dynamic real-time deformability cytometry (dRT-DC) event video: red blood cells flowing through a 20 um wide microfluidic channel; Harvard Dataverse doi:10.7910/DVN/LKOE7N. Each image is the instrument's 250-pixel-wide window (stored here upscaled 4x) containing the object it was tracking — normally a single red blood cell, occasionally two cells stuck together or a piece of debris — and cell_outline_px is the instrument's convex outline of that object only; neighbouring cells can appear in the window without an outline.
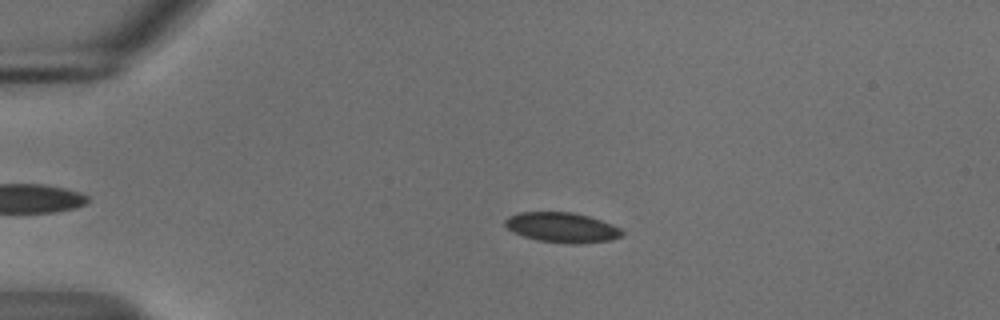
{"species": "common noctule bat (a hibernating species)", "species_latin": "Nyctalus noctula", "temperature_condition": "cold", "stored_images_in_passage": 54, "camera_frame_rate_fps": 3000, "um_per_image_px": 0.085, "animal": {"sex": "male", "body_mass_g": 18.8}, "frame": {"image": 1, "passage_image": 12, "time_ms": 3.667, "image_size_px": [1000, 320], "cell_outline_px": [[624, 232], [620, 236], [612, 240], [576, 244], [568, 244], [540, 240], [524, 236], [512, 232], [504, 224], [504, 220], [508, 216], [520, 212], [572, 212], [588, 216], [612, 224], [620, 228]], "centroid_in_image_um": [47.76, 19.33], "position_along_channel_um": 37.2, "area_um2": 20.4}}
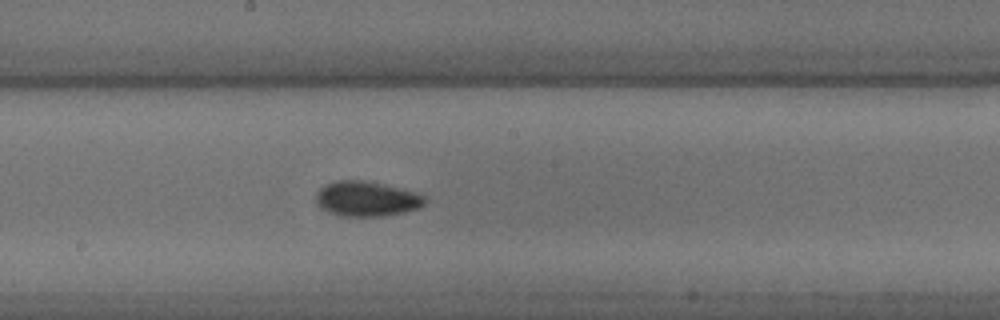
{"frame": {"image": 2, "passage_image": 30, "time_ms": 9.667, "image_size_px": [1000, 320], "cell_outline_px": [[428, 200], [420, 208], [404, 212], [384, 216], [340, 216], [328, 212], [320, 208], [316, 204], [316, 196], [320, 188], [328, 184], [340, 180], [360, 180], [420, 192], [428, 196]], "centroid_in_image_um": [31.22, 16.91], "position_along_channel_um": 217.0, "area_um2": 22.37}}
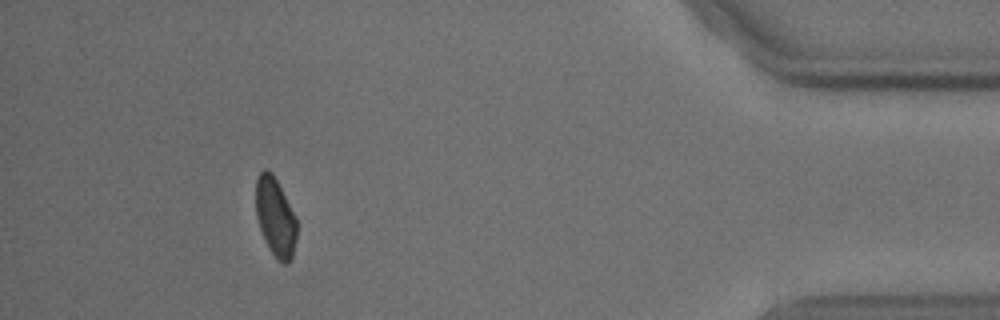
{"frame": {"image": 3, "passage_image": 50, "time_ms": 16.333, "image_size_px": [1000, 320], "cell_outline_px": [[296, 236], [292, 260], [288, 264], [284, 264], [276, 260], [260, 228], [256, 216], [256, 180], [260, 172], [264, 168], [272, 172], [296, 216]], "centroid_in_image_um": [23.42, 18.45], "position_along_channel_um": 411.8, "area_um2": 18.67}, "authors_computed_cell_mechanics": {"area_um2": 20.1722, "velocity_mm_per_s": 3.6925, "shape_relaxation_time_tau1_ms": 3.4079, "shape_relaxation_time_tau2_ms": 9.4005, "deformation_change_tau1": 0.0872, "deformation_change_tau2": 0.0986}}